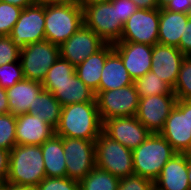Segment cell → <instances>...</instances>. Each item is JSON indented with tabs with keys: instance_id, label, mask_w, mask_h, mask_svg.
Segmentation results:
<instances>
[{
	"instance_id": "cell-24",
	"label": "cell",
	"mask_w": 191,
	"mask_h": 190,
	"mask_svg": "<svg viewBox=\"0 0 191 190\" xmlns=\"http://www.w3.org/2000/svg\"><path fill=\"white\" fill-rule=\"evenodd\" d=\"M121 57L113 50L107 57L101 72L99 91L114 90L133 84Z\"/></svg>"
},
{
	"instance_id": "cell-34",
	"label": "cell",
	"mask_w": 191,
	"mask_h": 190,
	"mask_svg": "<svg viewBox=\"0 0 191 190\" xmlns=\"http://www.w3.org/2000/svg\"><path fill=\"white\" fill-rule=\"evenodd\" d=\"M36 190H79V181L68 177H45Z\"/></svg>"
},
{
	"instance_id": "cell-22",
	"label": "cell",
	"mask_w": 191,
	"mask_h": 190,
	"mask_svg": "<svg viewBox=\"0 0 191 190\" xmlns=\"http://www.w3.org/2000/svg\"><path fill=\"white\" fill-rule=\"evenodd\" d=\"M112 51L113 44L106 43L100 50L75 67V72L78 78L95 94L99 92L101 72L103 70L106 57Z\"/></svg>"
},
{
	"instance_id": "cell-46",
	"label": "cell",
	"mask_w": 191,
	"mask_h": 190,
	"mask_svg": "<svg viewBox=\"0 0 191 190\" xmlns=\"http://www.w3.org/2000/svg\"><path fill=\"white\" fill-rule=\"evenodd\" d=\"M188 180H189L190 190H191V153H188Z\"/></svg>"
},
{
	"instance_id": "cell-45",
	"label": "cell",
	"mask_w": 191,
	"mask_h": 190,
	"mask_svg": "<svg viewBox=\"0 0 191 190\" xmlns=\"http://www.w3.org/2000/svg\"><path fill=\"white\" fill-rule=\"evenodd\" d=\"M108 1L110 0H77L76 2L84 9L86 6L95 5Z\"/></svg>"
},
{
	"instance_id": "cell-12",
	"label": "cell",
	"mask_w": 191,
	"mask_h": 190,
	"mask_svg": "<svg viewBox=\"0 0 191 190\" xmlns=\"http://www.w3.org/2000/svg\"><path fill=\"white\" fill-rule=\"evenodd\" d=\"M175 94L151 95L140 98L137 119L151 132L160 133L176 106Z\"/></svg>"
},
{
	"instance_id": "cell-26",
	"label": "cell",
	"mask_w": 191,
	"mask_h": 190,
	"mask_svg": "<svg viewBox=\"0 0 191 190\" xmlns=\"http://www.w3.org/2000/svg\"><path fill=\"white\" fill-rule=\"evenodd\" d=\"M62 106L51 92L43 90L29 107V113L35 115L41 120H45L54 128L58 125Z\"/></svg>"
},
{
	"instance_id": "cell-35",
	"label": "cell",
	"mask_w": 191,
	"mask_h": 190,
	"mask_svg": "<svg viewBox=\"0 0 191 190\" xmlns=\"http://www.w3.org/2000/svg\"><path fill=\"white\" fill-rule=\"evenodd\" d=\"M20 49L12 42L10 36H0V66L20 61Z\"/></svg>"
},
{
	"instance_id": "cell-38",
	"label": "cell",
	"mask_w": 191,
	"mask_h": 190,
	"mask_svg": "<svg viewBox=\"0 0 191 190\" xmlns=\"http://www.w3.org/2000/svg\"><path fill=\"white\" fill-rule=\"evenodd\" d=\"M179 50L185 56H191V17L184 25V31L180 38Z\"/></svg>"
},
{
	"instance_id": "cell-9",
	"label": "cell",
	"mask_w": 191,
	"mask_h": 190,
	"mask_svg": "<svg viewBox=\"0 0 191 190\" xmlns=\"http://www.w3.org/2000/svg\"><path fill=\"white\" fill-rule=\"evenodd\" d=\"M67 177L77 181L85 178L95 167V140L63 137Z\"/></svg>"
},
{
	"instance_id": "cell-23",
	"label": "cell",
	"mask_w": 191,
	"mask_h": 190,
	"mask_svg": "<svg viewBox=\"0 0 191 190\" xmlns=\"http://www.w3.org/2000/svg\"><path fill=\"white\" fill-rule=\"evenodd\" d=\"M190 17L191 14L172 12L164 8L159 9L158 43L177 47L179 49L184 25H186Z\"/></svg>"
},
{
	"instance_id": "cell-14",
	"label": "cell",
	"mask_w": 191,
	"mask_h": 190,
	"mask_svg": "<svg viewBox=\"0 0 191 190\" xmlns=\"http://www.w3.org/2000/svg\"><path fill=\"white\" fill-rule=\"evenodd\" d=\"M102 131L131 150L137 148L151 134L136 116L109 118L103 122Z\"/></svg>"
},
{
	"instance_id": "cell-16",
	"label": "cell",
	"mask_w": 191,
	"mask_h": 190,
	"mask_svg": "<svg viewBox=\"0 0 191 190\" xmlns=\"http://www.w3.org/2000/svg\"><path fill=\"white\" fill-rule=\"evenodd\" d=\"M113 50L121 57L133 81L151 70L153 46L135 42L118 41Z\"/></svg>"
},
{
	"instance_id": "cell-27",
	"label": "cell",
	"mask_w": 191,
	"mask_h": 190,
	"mask_svg": "<svg viewBox=\"0 0 191 190\" xmlns=\"http://www.w3.org/2000/svg\"><path fill=\"white\" fill-rule=\"evenodd\" d=\"M120 178L95 167L79 181V190H117Z\"/></svg>"
},
{
	"instance_id": "cell-30",
	"label": "cell",
	"mask_w": 191,
	"mask_h": 190,
	"mask_svg": "<svg viewBox=\"0 0 191 190\" xmlns=\"http://www.w3.org/2000/svg\"><path fill=\"white\" fill-rule=\"evenodd\" d=\"M16 116L0 114V148L10 150L16 145Z\"/></svg>"
},
{
	"instance_id": "cell-32",
	"label": "cell",
	"mask_w": 191,
	"mask_h": 190,
	"mask_svg": "<svg viewBox=\"0 0 191 190\" xmlns=\"http://www.w3.org/2000/svg\"><path fill=\"white\" fill-rule=\"evenodd\" d=\"M23 9L0 1V36H10Z\"/></svg>"
},
{
	"instance_id": "cell-6",
	"label": "cell",
	"mask_w": 191,
	"mask_h": 190,
	"mask_svg": "<svg viewBox=\"0 0 191 190\" xmlns=\"http://www.w3.org/2000/svg\"><path fill=\"white\" fill-rule=\"evenodd\" d=\"M83 21L105 43L120 41L123 25L118 18L117 3L108 1L86 6L83 9Z\"/></svg>"
},
{
	"instance_id": "cell-44",
	"label": "cell",
	"mask_w": 191,
	"mask_h": 190,
	"mask_svg": "<svg viewBox=\"0 0 191 190\" xmlns=\"http://www.w3.org/2000/svg\"><path fill=\"white\" fill-rule=\"evenodd\" d=\"M2 190H36V188L25 187V186H16L9 183H4Z\"/></svg>"
},
{
	"instance_id": "cell-42",
	"label": "cell",
	"mask_w": 191,
	"mask_h": 190,
	"mask_svg": "<svg viewBox=\"0 0 191 190\" xmlns=\"http://www.w3.org/2000/svg\"><path fill=\"white\" fill-rule=\"evenodd\" d=\"M139 9H158L156 0H132Z\"/></svg>"
},
{
	"instance_id": "cell-8",
	"label": "cell",
	"mask_w": 191,
	"mask_h": 190,
	"mask_svg": "<svg viewBox=\"0 0 191 190\" xmlns=\"http://www.w3.org/2000/svg\"><path fill=\"white\" fill-rule=\"evenodd\" d=\"M95 100L103 123L112 117L136 116L140 98L133 83L123 88L99 91Z\"/></svg>"
},
{
	"instance_id": "cell-2",
	"label": "cell",
	"mask_w": 191,
	"mask_h": 190,
	"mask_svg": "<svg viewBox=\"0 0 191 190\" xmlns=\"http://www.w3.org/2000/svg\"><path fill=\"white\" fill-rule=\"evenodd\" d=\"M45 177L41 145H15L10 150L6 183L36 188Z\"/></svg>"
},
{
	"instance_id": "cell-28",
	"label": "cell",
	"mask_w": 191,
	"mask_h": 190,
	"mask_svg": "<svg viewBox=\"0 0 191 190\" xmlns=\"http://www.w3.org/2000/svg\"><path fill=\"white\" fill-rule=\"evenodd\" d=\"M133 83L139 98L151 95L174 94L173 89L152 71L135 79Z\"/></svg>"
},
{
	"instance_id": "cell-15",
	"label": "cell",
	"mask_w": 191,
	"mask_h": 190,
	"mask_svg": "<svg viewBox=\"0 0 191 190\" xmlns=\"http://www.w3.org/2000/svg\"><path fill=\"white\" fill-rule=\"evenodd\" d=\"M106 43L84 24L60 48V57L74 67L100 50Z\"/></svg>"
},
{
	"instance_id": "cell-50",
	"label": "cell",
	"mask_w": 191,
	"mask_h": 190,
	"mask_svg": "<svg viewBox=\"0 0 191 190\" xmlns=\"http://www.w3.org/2000/svg\"><path fill=\"white\" fill-rule=\"evenodd\" d=\"M4 183L5 182L0 178V190H2V187H3Z\"/></svg>"
},
{
	"instance_id": "cell-39",
	"label": "cell",
	"mask_w": 191,
	"mask_h": 190,
	"mask_svg": "<svg viewBox=\"0 0 191 190\" xmlns=\"http://www.w3.org/2000/svg\"><path fill=\"white\" fill-rule=\"evenodd\" d=\"M165 10L191 14V0H171Z\"/></svg>"
},
{
	"instance_id": "cell-4",
	"label": "cell",
	"mask_w": 191,
	"mask_h": 190,
	"mask_svg": "<svg viewBox=\"0 0 191 190\" xmlns=\"http://www.w3.org/2000/svg\"><path fill=\"white\" fill-rule=\"evenodd\" d=\"M175 153L177 152L160 133H151L143 143L132 150L134 175L154 182Z\"/></svg>"
},
{
	"instance_id": "cell-48",
	"label": "cell",
	"mask_w": 191,
	"mask_h": 190,
	"mask_svg": "<svg viewBox=\"0 0 191 190\" xmlns=\"http://www.w3.org/2000/svg\"><path fill=\"white\" fill-rule=\"evenodd\" d=\"M188 123L191 130V100H188Z\"/></svg>"
},
{
	"instance_id": "cell-49",
	"label": "cell",
	"mask_w": 191,
	"mask_h": 190,
	"mask_svg": "<svg viewBox=\"0 0 191 190\" xmlns=\"http://www.w3.org/2000/svg\"><path fill=\"white\" fill-rule=\"evenodd\" d=\"M53 2H62V0H35V3H40V4L53 3Z\"/></svg>"
},
{
	"instance_id": "cell-17",
	"label": "cell",
	"mask_w": 191,
	"mask_h": 190,
	"mask_svg": "<svg viewBox=\"0 0 191 190\" xmlns=\"http://www.w3.org/2000/svg\"><path fill=\"white\" fill-rule=\"evenodd\" d=\"M184 58L177 47L157 43L153 45L150 71L173 89Z\"/></svg>"
},
{
	"instance_id": "cell-25",
	"label": "cell",
	"mask_w": 191,
	"mask_h": 190,
	"mask_svg": "<svg viewBox=\"0 0 191 190\" xmlns=\"http://www.w3.org/2000/svg\"><path fill=\"white\" fill-rule=\"evenodd\" d=\"M46 177H67L63 137L54 134L41 145Z\"/></svg>"
},
{
	"instance_id": "cell-37",
	"label": "cell",
	"mask_w": 191,
	"mask_h": 190,
	"mask_svg": "<svg viewBox=\"0 0 191 190\" xmlns=\"http://www.w3.org/2000/svg\"><path fill=\"white\" fill-rule=\"evenodd\" d=\"M110 2L117 3L118 18L122 25L139 9L132 0H110Z\"/></svg>"
},
{
	"instance_id": "cell-36",
	"label": "cell",
	"mask_w": 191,
	"mask_h": 190,
	"mask_svg": "<svg viewBox=\"0 0 191 190\" xmlns=\"http://www.w3.org/2000/svg\"><path fill=\"white\" fill-rule=\"evenodd\" d=\"M117 190H154V182L138 175H131L120 178Z\"/></svg>"
},
{
	"instance_id": "cell-18",
	"label": "cell",
	"mask_w": 191,
	"mask_h": 190,
	"mask_svg": "<svg viewBox=\"0 0 191 190\" xmlns=\"http://www.w3.org/2000/svg\"><path fill=\"white\" fill-rule=\"evenodd\" d=\"M154 190H190L188 153H175L154 181Z\"/></svg>"
},
{
	"instance_id": "cell-29",
	"label": "cell",
	"mask_w": 191,
	"mask_h": 190,
	"mask_svg": "<svg viewBox=\"0 0 191 190\" xmlns=\"http://www.w3.org/2000/svg\"><path fill=\"white\" fill-rule=\"evenodd\" d=\"M173 92L179 100H191V56L183 59Z\"/></svg>"
},
{
	"instance_id": "cell-19",
	"label": "cell",
	"mask_w": 191,
	"mask_h": 190,
	"mask_svg": "<svg viewBox=\"0 0 191 190\" xmlns=\"http://www.w3.org/2000/svg\"><path fill=\"white\" fill-rule=\"evenodd\" d=\"M16 145H42L55 134V128L33 114L16 116Z\"/></svg>"
},
{
	"instance_id": "cell-13",
	"label": "cell",
	"mask_w": 191,
	"mask_h": 190,
	"mask_svg": "<svg viewBox=\"0 0 191 190\" xmlns=\"http://www.w3.org/2000/svg\"><path fill=\"white\" fill-rule=\"evenodd\" d=\"M160 134L177 153L191 152V130L188 123V100L177 99Z\"/></svg>"
},
{
	"instance_id": "cell-33",
	"label": "cell",
	"mask_w": 191,
	"mask_h": 190,
	"mask_svg": "<svg viewBox=\"0 0 191 190\" xmlns=\"http://www.w3.org/2000/svg\"><path fill=\"white\" fill-rule=\"evenodd\" d=\"M23 79L24 74L20 61L0 66V87L7 89Z\"/></svg>"
},
{
	"instance_id": "cell-41",
	"label": "cell",
	"mask_w": 191,
	"mask_h": 190,
	"mask_svg": "<svg viewBox=\"0 0 191 190\" xmlns=\"http://www.w3.org/2000/svg\"><path fill=\"white\" fill-rule=\"evenodd\" d=\"M9 113V105L6 89L0 87V114Z\"/></svg>"
},
{
	"instance_id": "cell-7",
	"label": "cell",
	"mask_w": 191,
	"mask_h": 190,
	"mask_svg": "<svg viewBox=\"0 0 191 190\" xmlns=\"http://www.w3.org/2000/svg\"><path fill=\"white\" fill-rule=\"evenodd\" d=\"M60 57V48L47 40L30 43L20 50V63L25 79L42 83L49 68Z\"/></svg>"
},
{
	"instance_id": "cell-31",
	"label": "cell",
	"mask_w": 191,
	"mask_h": 190,
	"mask_svg": "<svg viewBox=\"0 0 191 190\" xmlns=\"http://www.w3.org/2000/svg\"><path fill=\"white\" fill-rule=\"evenodd\" d=\"M75 73V67L69 61L59 57L47 71L42 83H63Z\"/></svg>"
},
{
	"instance_id": "cell-20",
	"label": "cell",
	"mask_w": 191,
	"mask_h": 190,
	"mask_svg": "<svg viewBox=\"0 0 191 190\" xmlns=\"http://www.w3.org/2000/svg\"><path fill=\"white\" fill-rule=\"evenodd\" d=\"M43 89L51 92L61 106L95 100V93L85 85L76 73L63 83H42Z\"/></svg>"
},
{
	"instance_id": "cell-11",
	"label": "cell",
	"mask_w": 191,
	"mask_h": 190,
	"mask_svg": "<svg viewBox=\"0 0 191 190\" xmlns=\"http://www.w3.org/2000/svg\"><path fill=\"white\" fill-rule=\"evenodd\" d=\"M159 9H138L123 24L120 41L153 46L158 43Z\"/></svg>"
},
{
	"instance_id": "cell-21",
	"label": "cell",
	"mask_w": 191,
	"mask_h": 190,
	"mask_svg": "<svg viewBox=\"0 0 191 190\" xmlns=\"http://www.w3.org/2000/svg\"><path fill=\"white\" fill-rule=\"evenodd\" d=\"M42 83L23 79L6 89L9 113L14 116L29 113L35 98L43 91Z\"/></svg>"
},
{
	"instance_id": "cell-1",
	"label": "cell",
	"mask_w": 191,
	"mask_h": 190,
	"mask_svg": "<svg viewBox=\"0 0 191 190\" xmlns=\"http://www.w3.org/2000/svg\"><path fill=\"white\" fill-rule=\"evenodd\" d=\"M96 101L65 105L61 109L55 134L85 140H96L102 132Z\"/></svg>"
},
{
	"instance_id": "cell-43",
	"label": "cell",
	"mask_w": 191,
	"mask_h": 190,
	"mask_svg": "<svg viewBox=\"0 0 191 190\" xmlns=\"http://www.w3.org/2000/svg\"><path fill=\"white\" fill-rule=\"evenodd\" d=\"M0 1L12 4L22 9L36 4L35 0H0Z\"/></svg>"
},
{
	"instance_id": "cell-5",
	"label": "cell",
	"mask_w": 191,
	"mask_h": 190,
	"mask_svg": "<svg viewBox=\"0 0 191 190\" xmlns=\"http://www.w3.org/2000/svg\"><path fill=\"white\" fill-rule=\"evenodd\" d=\"M96 167L123 178L134 175L132 150L111 139L103 131L95 140Z\"/></svg>"
},
{
	"instance_id": "cell-3",
	"label": "cell",
	"mask_w": 191,
	"mask_h": 190,
	"mask_svg": "<svg viewBox=\"0 0 191 190\" xmlns=\"http://www.w3.org/2000/svg\"><path fill=\"white\" fill-rule=\"evenodd\" d=\"M83 24V8L76 1L45 3V40L60 46Z\"/></svg>"
},
{
	"instance_id": "cell-40",
	"label": "cell",
	"mask_w": 191,
	"mask_h": 190,
	"mask_svg": "<svg viewBox=\"0 0 191 190\" xmlns=\"http://www.w3.org/2000/svg\"><path fill=\"white\" fill-rule=\"evenodd\" d=\"M9 151L0 148V178L6 182L8 175Z\"/></svg>"
},
{
	"instance_id": "cell-10",
	"label": "cell",
	"mask_w": 191,
	"mask_h": 190,
	"mask_svg": "<svg viewBox=\"0 0 191 190\" xmlns=\"http://www.w3.org/2000/svg\"><path fill=\"white\" fill-rule=\"evenodd\" d=\"M13 44L20 50L30 43L45 40V3L24 8L10 34Z\"/></svg>"
},
{
	"instance_id": "cell-47",
	"label": "cell",
	"mask_w": 191,
	"mask_h": 190,
	"mask_svg": "<svg viewBox=\"0 0 191 190\" xmlns=\"http://www.w3.org/2000/svg\"><path fill=\"white\" fill-rule=\"evenodd\" d=\"M171 0H156L158 9L165 8Z\"/></svg>"
}]
</instances>
